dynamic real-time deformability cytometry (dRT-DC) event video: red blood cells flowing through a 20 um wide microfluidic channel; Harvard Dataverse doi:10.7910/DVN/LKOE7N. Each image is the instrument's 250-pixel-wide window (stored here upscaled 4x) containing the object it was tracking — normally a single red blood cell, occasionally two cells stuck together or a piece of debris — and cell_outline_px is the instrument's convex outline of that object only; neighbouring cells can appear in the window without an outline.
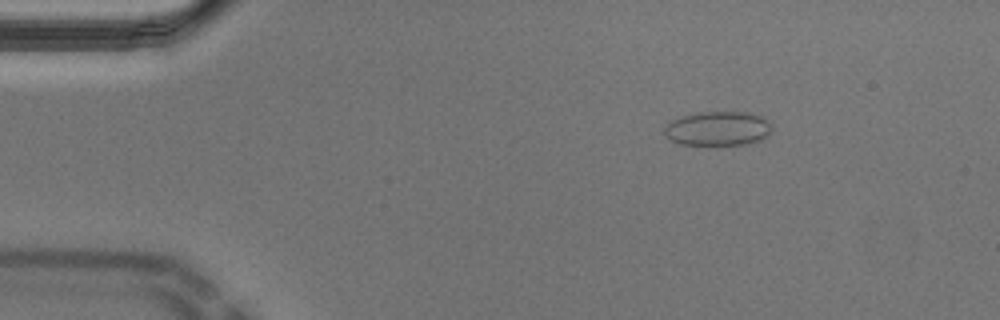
{"species": "Egyptian fruit bat (a non-hibernating species)", "species_latin": "Rousettus aegyptiacus", "temperature_condition": "cold", "stored_images_in_passage": 54, "camera_frame_rate_fps": 3000, "um_per_image_px": 0.085, "animal": {"sex": "male"}, "frame": {"image": 1, "passage_image": 8, "time_ms": 2.333, "image_size_px": [1000, 320], "cell_outline_px": [[772, 132], [768, 136], [760, 140], [744, 144], [716, 148], [680, 144], [664, 136], [664, 128], [672, 120], [696, 112], [748, 112], [764, 116], [772, 124]], "centroid_in_image_um": [61.06, 10.97], "position_along_channel_um": 23.9, "area_um2": 22.48}}
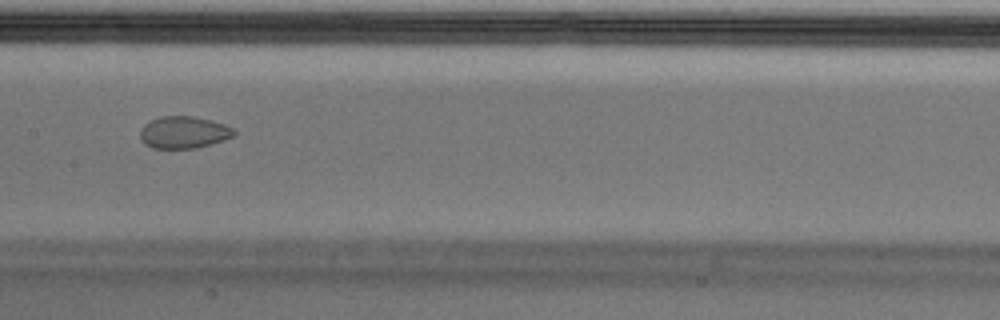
{"frame": {"image": 2, "passage_image": 27, "time_ms": 8.667, "image_size_px": [1000, 320], "cell_outline_px": [[236, 136], [196, 148], [152, 148], [144, 144], [140, 136], [140, 132], [144, 124], [160, 116], [192, 116], [212, 120], [224, 124], [232, 128], [236, 132]], "centroid_in_image_um": [15.62, 11.25], "position_along_channel_um": 191.8, "area_um2": 17.51}}
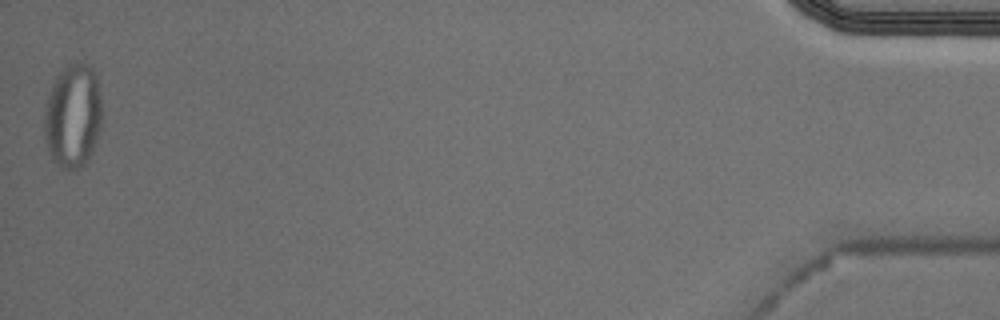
{"frame": {"image": 3, "passage_image": 54, "time_ms": 17.667, "image_size_px": [1000, 320], "cell_outline_px": [[100, 128], [96, 140], [84, 164], [80, 168], [64, 168], [52, 156], [48, 148], [44, 136], [44, 104], [52, 84], [56, 76], [68, 64], [76, 60], [80, 60], [88, 64], [92, 68], [96, 76], [100, 92]], "centroid_in_image_um": [6.18, 9.76], "position_along_channel_um": 429.0, "area_um2": 34.68}}